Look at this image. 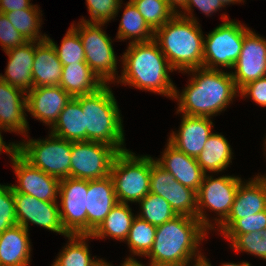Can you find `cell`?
I'll return each mask as SVG.
<instances>
[{"mask_svg": "<svg viewBox=\"0 0 266 266\" xmlns=\"http://www.w3.org/2000/svg\"><path fill=\"white\" fill-rule=\"evenodd\" d=\"M208 233L197 218L177 215L157 226L153 247L146 257L155 266H197L204 256L199 246Z\"/></svg>", "mask_w": 266, "mask_h": 266, "instance_id": "cell-2", "label": "cell"}, {"mask_svg": "<svg viewBox=\"0 0 266 266\" xmlns=\"http://www.w3.org/2000/svg\"><path fill=\"white\" fill-rule=\"evenodd\" d=\"M233 152L230 143L221 133H213L206 141L203 151L196 158L201 169L208 173H219L232 163Z\"/></svg>", "mask_w": 266, "mask_h": 266, "instance_id": "cell-26", "label": "cell"}, {"mask_svg": "<svg viewBox=\"0 0 266 266\" xmlns=\"http://www.w3.org/2000/svg\"><path fill=\"white\" fill-rule=\"evenodd\" d=\"M220 3L226 7L227 5H230V4H236V3H244V0H219Z\"/></svg>", "mask_w": 266, "mask_h": 266, "instance_id": "cell-51", "label": "cell"}, {"mask_svg": "<svg viewBox=\"0 0 266 266\" xmlns=\"http://www.w3.org/2000/svg\"><path fill=\"white\" fill-rule=\"evenodd\" d=\"M165 1L177 14L179 11L178 9L179 8L182 9L185 6L187 0H165Z\"/></svg>", "mask_w": 266, "mask_h": 266, "instance_id": "cell-47", "label": "cell"}, {"mask_svg": "<svg viewBox=\"0 0 266 266\" xmlns=\"http://www.w3.org/2000/svg\"><path fill=\"white\" fill-rule=\"evenodd\" d=\"M71 98L60 85L35 87L26 92V112L50 128Z\"/></svg>", "mask_w": 266, "mask_h": 266, "instance_id": "cell-17", "label": "cell"}, {"mask_svg": "<svg viewBox=\"0 0 266 266\" xmlns=\"http://www.w3.org/2000/svg\"><path fill=\"white\" fill-rule=\"evenodd\" d=\"M88 180L63 178L59 183V211L68 234L87 235L86 196Z\"/></svg>", "mask_w": 266, "mask_h": 266, "instance_id": "cell-12", "label": "cell"}, {"mask_svg": "<svg viewBox=\"0 0 266 266\" xmlns=\"http://www.w3.org/2000/svg\"><path fill=\"white\" fill-rule=\"evenodd\" d=\"M156 229L157 226L136 215L125 241L132 253L130 256L146 257L149 254L154 244Z\"/></svg>", "mask_w": 266, "mask_h": 266, "instance_id": "cell-32", "label": "cell"}, {"mask_svg": "<svg viewBox=\"0 0 266 266\" xmlns=\"http://www.w3.org/2000/svg\"><path fill=\"white\" fill-rule=\"evenodd\" d=\"M136 214L129 204L118 203L106 216L100 226L91 234L92 239L110 237L120 242L126 241Z\"/></svg>", "mask_w": 266, "mask_h": 266, "instance_id": "cell-28", "label": "cell"}, {"mask_svg": "<svg viewBox=\"0 0 266 266\" xmlns=\"http://www.w3.org/2000/svg\"><path fill=\"white\" fill-rule=\"evenodd\" d=\"M118 153L113 146L102 142H72L70 178L94 180L107 177Z\"/></svg>", "mask_w": 266, "mask_h": 266, "instance_id": "cell-11", "label": "cell"}, {"mask_svg": "<svg viewBox=\"0 0 266 266\" xmlns=\"http://www.w3.org/2000/svg\"><path fill=\"white\" fill-rule=\"evenodd\" d=\"M30 2L31 0H0V13L28 9L33 5Z\"/></svg>", "mask_w": 266, "mask_h": 266, "instance_id": "cell-45", "label": "cell"}, {"mask_svg": "<svg viewBox=\"0 0 266 266\" xmlns=\"http://www.w3.org/2000/svg\"><path fill=\"white\" fill-rule=\"evenodd\" d=\"M165 145L161 157L155 161L183 186L198 192L206 173L199 166L197 159L178 150L169 141Z\"/></svg>", "mask_w": 266, "mask_h": 266, "instance_id": "cell-21", "label": "cell"}, {"mask_svg": "<svg viewBox=\"0 0 266 266\" xmlns=\"http://www.w3.org/2000/svg\"><path fill=\"white\" fill-rule=\"evenodd\" d=\"M138 204L140 213L137 216L155 226L162 225L177 216L171 205L162 196L151 192Z\"/></svg>", "mask_w": 266, "mask_h": 266, "instance_id": "cell-33", "label": "cell"}, {"mask_svg": "<svg viewBox=\"0 0 266 266\" xmlns=\"http://www.w3.org/2000/svg\"><path fill=\"white\" fill-rule=\"evenodd\" d=\"M242 181L238 187L228 217L217 227L222 235L237 219L266 210V174ZM219 228V229H218Z\"/></svg>", "mask_w": 266, "mask_h": 266, "instance_id": "cell-16", "label": "cell"}, {"mask_svg": "<svg viewBox=\"0 0 266 266\" xmlns=\"http://www.w3.org/2000/svg\"><path fill=\"white\" fill-rule=\"evenodd\" d=\"M18 184L17 193L29 194L42 201L58 202L60 179L32 166L16 150L9 156Z\"/></svg>", "mask_w": 266, "mask_h": 266, "instance_id": "cell-13", "label": "cell"}, {"mask_svg": "<svg viewBox=\"0 0 266 266\" xmlns=\"http://www.w3.org/2000/svg\"><path fill=\"white\" fill-rule=\"evenodd\" d=\"M121 57L122 71L115 83L135 87L170 97L176 85L169 76L175 71L162 53L157 42L128 43V47ZM175 85V86H174Z\"/></svg>", "mask_w": 266, "mask_h": 266, "instance_id": "cell-3", "label": "cell"}, {"mask_svg": "<svg viewBox=\"0 0 266 266\" xmlns=\"http://www.w3.org/2000/svg\"><path fill=\"white\" fill-rule=\"evenodd\" d=\"M2 130L0 129V154L2 152L8 154L9 156L15 151V142H9L6 144V142L3 140V136L1 135Z\"/></svg>", "mask_w": 266, "mask_h": 266, "instance_id": "cell-46", "label": "cell"}, {"mask_svg": "<svg viewBox=\"0 0 266 266\" xmlns=\"http://www.w3.org/2000/svg\"><path fill=\"white\" fill-rule=\"evenodd\" d=\"M62 66L59 85L74 98L94 93L105 85L87 63Z\"/></svg>", "mask_w": 266, "mask_h": 266, "instance_id": "cell-25", "label": "cell"}, {"mask_svg": "<svg viewBox=\"0 0 266 266\" xmlns=\"http://www.w3.org/2000/svg\"><path fill=\"white\" fill-rule=\"evenodd\" d=\"M25 111L26 92L0 79V129L26 136L29 124Z\"/></svg>", "mask_w": 266, "mask_h": 266, "instance_id": "cell-19", "label": "cell"}, {"mask_svg": "<svg viewBox=\"0 0 266 266\" xmlns=\"http://www.w3.org/2000/svg\"><path fill=\"white\" fill-rule=\"evenodd\" d=\"M49 133L70 142L85 141V120L78 97L71 98Z\"/></svg>", "mask_w": 266, "mask_h": 266, "instance_id": "cell-27", "label": "cell"}, {"mask_svg": "<svg viewBox=\"0 0 266 266\" xmlns=\"http://www.w3.org/2000/svg\"><path fill=\"white\" fill-rule=\"evenodd\" d=\"M63 66L53 44L46 38L35 41L32 79L35 87L59 86Z\"/></svg>", "mask_w": 266, "mask_h": 266, "instance_id": "cell-23", "label": "cell"}, {"mask_svg": "<svg viewBox=\"0 0 266 266\" xmlns=\"http://www.w3.org/2000/svg\"><path fill=\"white\" fill-rule=\"evenodd\" d=\"M266 137V136H265ZM263 146H264V151L266 152V138H265V140H264V144H263ZM265 155H266V153H265Z\"/></svg>", "mask_w": 266, "mask_h": 266, "instance_id": "cell-53", "label": "cell"}, {"mask_svg": "<svg viewBox=\"0 0 266 266\" xmlns=\"http://www.w3.org/2000/svg\"><path fill=\"white\" fill-rule=\"evenodd\" d=\"M27 40L13 27L4 13H0V46L5 52L14 49Z\"/></svg>", "mask_w": 266, "mask_h": 266, "instance_id": "cell-42", "label": "cell"}, {"mask_svg": "<svg viewBox=\"0 0 266 266\" xmlns=\"http://www.w3.org/2000/svg\"><path fill=\"white\" fill-rule=\"evenodd\" d=\"M167 202L177 215L197 218V192L178 181L167 189Z\"/></svg>", "mask_w": 266, "mask_h": 266, "instance_id": "cell-34", "label": "cell"}, {"mask_svg": "<svg viewBox=\"0 0 266 266\" xmlns=\"http://www.w3.org/2000/svg\"><path fill=\"white\" fill-rule=\"evenodd\" d=\"M177 180L151 157L150 192L167 201V189Z\"/></svg>", "mask_w": 266, "mask_h": 266, "instance_id": "cell-40", "label": "cell"}, {"mask_svg": "<svg viewBox=\"0 0 266 266\" xmlns=\"http://www.w3.org/2000/svg\"><path fill=\"white\" fill-rule=\"evenodd\" d=\"M122 0H86L90 19L82 17L80 20L91 23H105L114 20L121 9Z\"/></svg>", "mask_w": 266, "mask_h": 266, "instance_id": "cell-37", "label": "cell"}, {"mask_svg": "<svg viewBox=\"0 0 266 266\" xmlns=\"http://www.w3.org/2000/svg\"><path fill=\"white\" fill-rule=\"evenodd\" d=\"M121 266H146V265L136 260L133 256L132 257L128 256L127 258H125L124 262L121 263ZM147 266H155V265L148 263Z\"/></svg>", "mask_w": 266, "mask_h": 266, "instance_id": "cell-48", "label": "cell"}, {"mask_svg": "<svg viewBox=\"0 0 266 266\" xmlns=\"http://www.w3.org/2000/svg\"><path fill=\"white\" fill-rule=\"evenodd\" d=\"M179 130L172 131L167 139L178 150L197 158L203 151L207 139L214 133L210 117L181 115ZM213 126V127H212Z\"/></svg>", "mask_w": 266, "mask_h": 266, "instance_id": "cell-18", "label": "cell"}, {"mask_svg": "<svg viewBox=\"0 0 266 266\" xmlns=\"http://www.w3.org/2000/svg\"><path fill=\"white\" fill-rule=\"evenodd\" d=\"M42 11L38 5H32L28 9H22L12 12H7L5 15L11 22L13 27L27 40V41H43L47 38V34L40 32L42 25ZM41 17V18H40Z\"/></svg>", "mask_w": 266, "mask_h": 266, "instance_id": "cell-31", "label": "cell"}, {"mask_svg": "<svg viewBox=\"0 0 266 266\" xmlns=\"http://www.w3.org/2000/svg\"><path fill=\"white\" fill-rule=\"evenodd\" d=\"M29 232L15 225L0 234V266H29L32 251Z\"/></svg>", "mask_w": 266, "mask_h": 266, "instance_id": "cell-24", "label": "cell"}, {"mask_svg": "<svg viewBox=\"0 0 266 266\" xmlns=\"http://www.w3.org/2000/svg\"><path fill=\"white\" fill-rule=\"evenodd\" d=\"M85 120V141L102 142L113 146L118 152L128 149L122 115L117 100L108 84L94 93L78 96Z\"/></svg>", "mask_w": 266, "mask_h": 266, "instance_id": "cell-5", "label": "cell"}, {"mask_svg": "<svg viewBox=\"0 0 266 266\" xmlns=\"http://www.w3.org/2000/svg\"><path fill=\"white\" fill-rule=\"evenodd\" d=\"M202 264L204 266H212L211 263L209 262L208 259H206V256H203V259H202ZM221 266H251V264L247 261H241V263H233V262H229V263H222Z\"/></svg>", "mask_w": 266, "mask_h": 266, "instance_id": "cell-49", "label": "cell"}, {"mask_svg": "<svg viewBox=\"0 0 266 266\" xmlns=\"http://www.w3.org/2000/svg\"><path fill=\"white\" fill-rule=\"evenodd\" d=\"M242 181L241 177L234 175L214 178L205 174L197 192V219L207 230L216 229L228 217ZM206 209L216 214L214 223L207 217Z\"/></svg>", "mask_w": 266, "mask_h": 266, "instance_id": "cell-8", "label": "cell"}, {"mask_svg": "<svg viewBox=\"0 0 266 266\" xmlns=\"http://www.w3.org/2000/svg\"><path fill=\"white\" fill-rule=\"evenodd\" d=\"M70 26L78 32L81 38L88 66L104 84H115V80L119 78L118 59L111 37L102 29L105 23L79 21L77 25L72 23Z\"/></svg>", "mask_w": 266, "mask_h": 266, "instance_id": "cell-10", "label": "cell"}, {"mask_svg": "<svg viewBox=\"0 0 266 266\" xmlns=\"http://www.w3.org/2000/svg\"><path fill=\"white\" fill-rule=\"evenodd\" d=\"M116 204L118 200L110 175L101 179L88 180L87 235H91L100 226Z\"/></svg>", "mask_w": 266, "mask_h": 266, "instance_id": "cell-20", "label": "cell"}, {"mask_svg": "<svg viewBox=\"0 0 266 266\" xmlns=\"http://www.w3.org/2000/svg\"><path fill=\"white\" fill-rule=\"evenodd\" d=\"M23 139L15 150L32 166L59 179L70 177L72 142L53 134L45 139Z\"/></svg>", "mask_w": 266, "mask_h": 266, "instance_id": "cell-9", "label": "cell"}, {"mask_svg": "<svg viewBox=\"0 0 266 266\" xmlns=\"http://www.w3.org/2000/svg\"><path fill=\"white\" fill-rule=\"evenodd\" d=\"M132 3L154 31L176 15L165 0H136Z\"/></svg>", "mask_w": 266, "mask_h": 266, "instance_id": "cell-36", "label": "cell"}, {"mask_svg": "<svg viewBox=\"0 0 266 266\" xmlns=\"http://www.w3.org/2000/svg\"><path fill=\"white\" fill-rule=\"evenodd\" d=\"M47 39L53 44L62 65L86 63L85 51L78 32L71 26L58 46L53 39Z\"/></svg>", "mask_w": 266, "mask_h": 266, "instance_id": "cell-35", "label": "cell"}, {"mask_svg": "<svg viewBox=\"0 0 266 266\" xmlns=\"http://www.w3.org/2000/svg\"><path fill=\"white\" fill-rule=\"evenodd\" d=\"M154 40L175 71L203 67L204 35L199 22L176 14L155 30Z\"/></svg>", "mask_w": 266, "mask_h": 266, "instance_id": "cell-4", "label": "cell"}, {"mask_svg": "<svg viewBox=\"0 0 266 266\" xmlns=\"http://www.w3.org/2000/svg\"><path fill=\"white\" fill-rule=\"evenodd\" d=\"M17 225L29 231V225L34 224L46 230L67 237L69 234L63 228L58 202L42 201L29 194L17 193L13 190Z\"/></svg>", "mask_w": 266, "mask_h": 266, "instance_id": "cell-14", "label": "cell"}, {"mask_svg": "<svg viewBox=\"0 0 266 266\" xmlns=\"http://www.w3.org/2000/svg\"><path fill=\"white\" fill-rule=\"evenodd\" d=\"M4 186H5V185H3V184L1 185V184H0V190H1Z\"/></svg>", "mask_w": 266, "mask_h": 266, "instance_id": "cell-54", "label": "cell"}, {"mask_svg": "<svg viewBox=\"0 0 266 266\" xmlns=\"http://www.w3.org/2000/svg\"><path fill=\"white\" fill-rule=\"evenodd\" d=\"M261 258L266 261V228L261 232Z\"/></svg>", "mask_w": 266, "mask_h": 266, "instance_id": "cell-50", "label": "cell"}, {"mask_svg": "<svg viewBox=\"0 0 266 266\" xmlns=\"http://www.w3.org/2000/svg\"><path fill=\"white\" fill-rule=\"evenodd\" d=\"M193 7L198 8L202 14L204 13V15L207 16H212V14L219 11V9L222 10V8H225L219 0H187L185 6L182 8V11H178L177 14L184 18L198 22V19L194 17Z\"/></svg>", "mask_w": 266, "mask_h": 266, "instance_id": "cell-43", "label": "cell"}, {"mask_svg": "<svg viewBox=\"0 0 266 266\" xmlns=\"http://www.w3.org/2000/svg\"><path fill=\"white\" fill-rule=\"evenodd\" d=\"M124 12L118 27L116 40H129V43L148 42L154 39V30L146 23L133 3H125ZM132 40V41H131Z\"/></svg>", "mask_w": 266, "mask_h": 266, "instance_id": "cell-29", "label": "cell"}, {"mask_svg": "<svg viewBox=\"0 0 266 266\" xmlns=\"http://www.w3.org/2000/svg\"><path fill=\"white\" fill-rule=\"evenodd\" d=\"M8 64L4 75L0 79L8 84L28 92L34 88L32 67L35 56V41H26L24 44L5 52Z\"/></svg>", "mask_w": 266, "mask_h": 266, "instance_id": "cell-22", "label": "cell"}, {"mask_svg": "<svg viewBox=\"0 0 266 266\" xmlns=\"http://www.w3.org/2000/svg\"><path fill=\"white\" fill-rule=\"evenodd\" d=\"M92 266H113L111 263H108L105 259L99 258Z\"/></svg>", "mask_w": 266, "mask_h": 266, "instance_id": "cell-52", "label": "cell"}, {"mask_svg": "<svg viewBox=\"0 0 266 266\" xmlns=\"http://www.w3.org/2000/svg\"><path fill=\"white\" fill-rule=\"evenodd\" d=\"M230 242V248L237 252H246L261 258V232L244 234H222Z\"/></svg>", "mask_w": 266, "mask_h": 266, "instance_id": "cell-38", "label": "cell"}, {"mask_svg": "<svg viewBox=\"0 0 266 266\" xmlns=\"http://www.w3.org/2000/svg\"><path fill=\"white\" fill-rule=\"evenodd\" d=\"M266 228V210L237 219L223 234L262 232Z\"/></svg>", "mask_w": 266, "mask_h": 266, "instance_id": "cell-41", "label": "cell"}, {"mask_svg": "<svg viewBox=\"0 0 266 266\" xmlns=\"http://www.w3.org/2000/svg\"><path fill=\"white\" fill-rule=\"evenodd\" d=\"M182 73L192 76L181 93L175 87L173 99L178 101L177 114L212 118L239 96L231 73L224 69L199 67Z\"/></svg>", "mask_w": 266, "mask_h": 266, "instance_id": "cell-1", "label": "cell"}, {"mask_svg": "<svg viewBox=\"0 0 266 266\" xmlns=\"http://www.w3.org/2000/svg\"><path fill=\"white\" fill-rule=\"evenodd\" d=\"M230 71L235 86L240 90L247 83L266 76V39L255 31L244 35L238 60Z\"/></svg>", "mask_w": 266, "mask_h": 266, "instance_id": "cell-15", "label": "cell"}, {"mask_svg": "<svg viewBox=\"0 0 266 266\" xmlns=\"http://www.w3.org/2000/svg\"><path fill=\"white\" fill-rule=\"evenodd\" d=\"M221 16L223 23L204 36L203 67L232 70L241 53L244 35L250 28L240 21L230 20L226 13Z\"/></svg>", "mask_w": 266, "mask_h": 266, "instance_id": "cell-7", "label": "cell"}, {"mask_svg": "<svg viewBox=\"0 0 266 266\" xmlns=\"http://www.w3.org/2000/svg\"><path fill=\"white\" fill-rule=\"evenodd\" d=\"M242 97H250L258 106L266 107V76L251 81L239 90Z\"/></svg>", "mask_w": 266, "mask_h": 266, "instance_id": "cell-44", "label": "cell"}, {"mask_svg": "<svg viewBox=\"0 0 266 266\" xmlns=\"http://www.w3.org/2000/svg\"><path fill=\"white\" fill-rule=\"evenodd\" d=\"M68 243L59 252L51 266H92L99 258H91L89 245L86 241L91 235L69 234Z\"/></svg>", "mask_w": 266, "mask_h": 266, "instance_id": "cell-30", "label": "cell"}, {"mask_svg": "<svg viewBox=\"0 0 266 266\" xmlns=\"http://www.w3.org/2000/svg\"><path fill=\"white\" fill-rule=\"evenodd\" d=\"M17 225L13 188L10 184L0 190V234Z\"/></svg>", "mask_w": 266, "mask_h": 266, "instance_id": "cell-39", "label": "cell"}, {"mask_svg": "<svg viewBox=\"0 0 266 266\" xmlns=\"http://www.w3.org/2000/svg\"><path fill=\"white\" fill-rule=\"evenodd\" d=\"M150 173V155L136 156L131 150L119 152L110 172L118 203H138L143 199L150 192Z\"/></svg>", "mask_w": 266, "mask_h": 266, "instance_id": "cell-6", "label": "cell"}]
</instances>
